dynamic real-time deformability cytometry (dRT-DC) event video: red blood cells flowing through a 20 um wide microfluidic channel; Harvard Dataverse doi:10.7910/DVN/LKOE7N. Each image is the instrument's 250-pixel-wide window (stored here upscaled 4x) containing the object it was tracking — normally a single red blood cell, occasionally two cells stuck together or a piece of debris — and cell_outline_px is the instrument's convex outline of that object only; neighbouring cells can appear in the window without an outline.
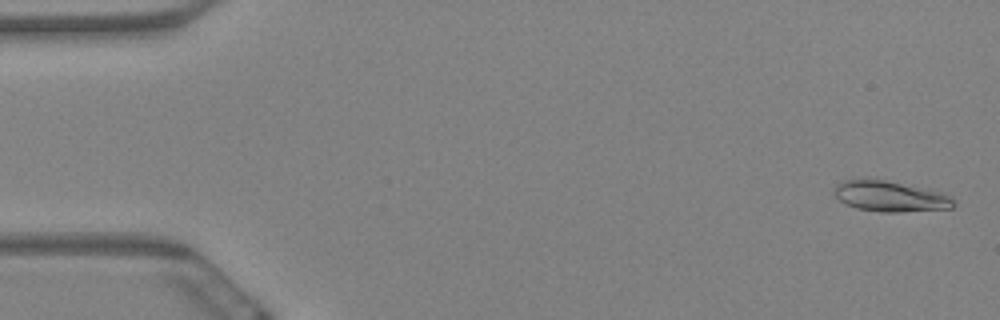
{"species": "Egyptian fruit bat (a non-hibernating species)", "species_latin": "Rousettus aegyptiacus", "temperature_condition": "warm", "stored_images_in_passage": 6, "camera_frame_rate_fps": 3000, "um_per_image_px": 0.085, "animal": {"sex": "female"}, "frame": {"image": 1, "passage_image": 1, "time_ms": 0.0, "image_size_px": [1000, 320], "cell_outline_px": [[956, 204], [952, 208], [896, 212], [880, 212], [856, 208], [844, 204], [836, 196], [836, 184], [844, 180], [864, 176], [868, 176], [932, 188], [952, 196]], "centroid_in_image_um": [75.69, 16.63], "position_along_channel_um": 9.3, "area_um2": 22.25}}
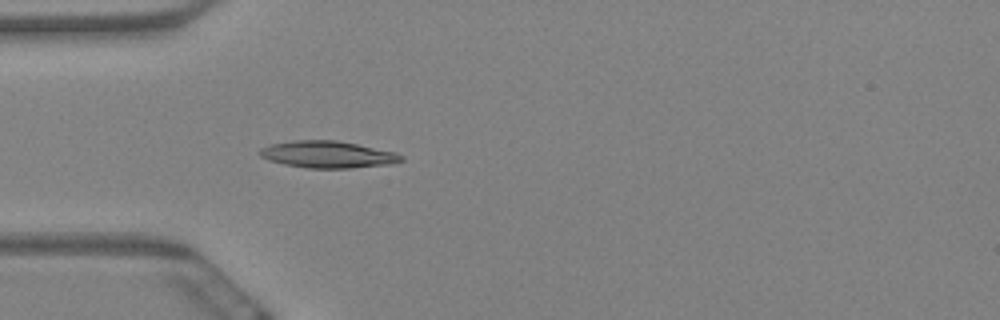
{"frame": {"image": 2, "passage_image": 6, "time_ms": 1.667, "image_size_px": [1000, 320], "cell_outline_px": [[404, 160], [392, 164], [352, 168], [308, 168], [284, 164], [268, 160], [260, 156], [260, 148], [272, 144], [296, 140], [336, 140], [396, 152], [404, 156]], "centroid_in_image_um": [27.89, 13.13], "position_along_channel_um": 57.1, "area_um2": 22.14}}